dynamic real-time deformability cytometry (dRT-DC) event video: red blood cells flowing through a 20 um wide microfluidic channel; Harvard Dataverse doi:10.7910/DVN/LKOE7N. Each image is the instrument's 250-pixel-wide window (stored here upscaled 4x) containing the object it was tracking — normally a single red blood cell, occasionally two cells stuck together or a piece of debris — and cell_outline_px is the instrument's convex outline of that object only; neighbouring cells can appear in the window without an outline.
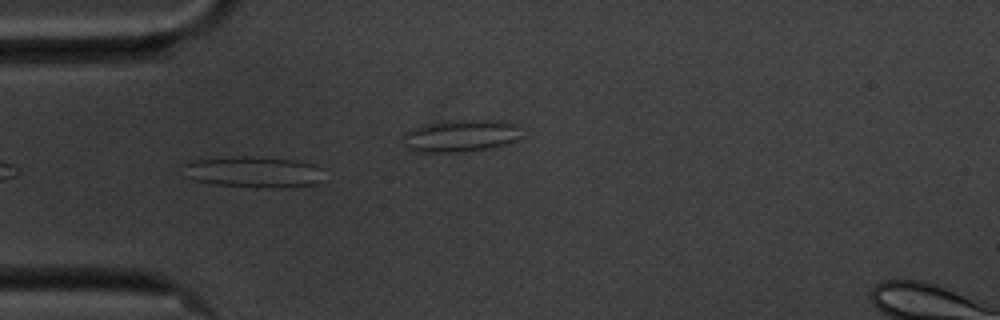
{"species": "common noctule bat (a hibernating species)", "species_latin": "Nyctalus noctula", "temperature_condition": "cold", "stored_images_in_passage": 40, "camera_frame_rate_fps": 3000, "um_per_image_px": 0.085, "animal": {"sex": "male", "body_mass_g": 20.1, "forearm_length_mm": 53.5}, "frame": {"image": 1, "passage_image": 4, "time_ms": 1.0, "image_size_px": [1000, 320], "cell_outline_px": [[320, 180], [316, 184], [280, 188], [212, 184], [192, 180], [184, 176], [184, 164], [192, 160], [232, 156], [248, 156], [296, 160], [316, 164], [320, 168]], "centroid_in_image_um": [21.5, 14.61], "position_along_channel_um": 63.5, "area_um2": 25.55}}
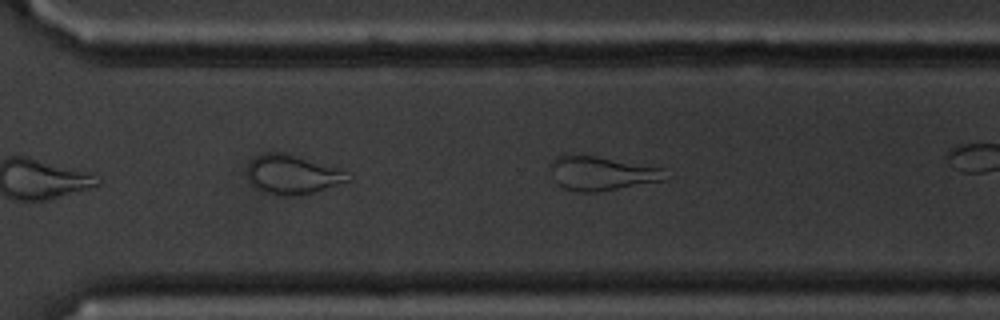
{"frame": {"image": 2, "passage_image": 26, "time_ms": 8.333, "image_size_px": [1000, 320], "cell_outline_px": [[668, 180], [596, 192], [580, 192], [564, 188], [556, 184], [548, 164], [552, 160], [564, 152], [596, 156], [664, 168]], "centroid_in_image_um": [51.09, 14.71], "position_along_channel_um": 319.5, "area_um2": 23.29}}
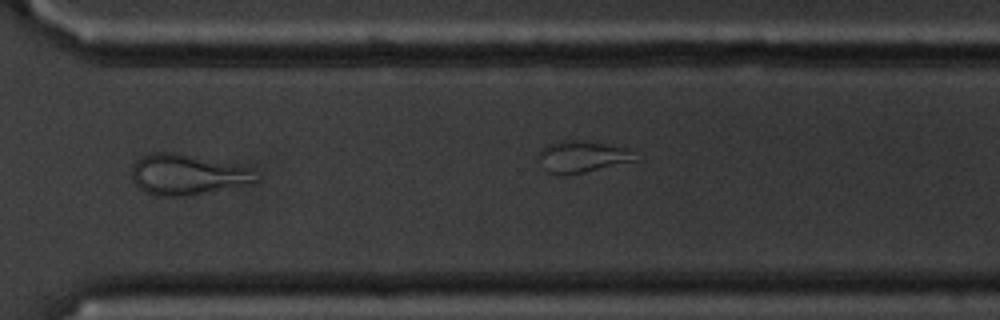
{"frame": {"image": 3, "passage_image": 29, "time_ms": 9.333, "image_size_px": [1000, 320], "cell_outline_px": [[260, 180], [252, 184], [188, 196], [156, 196], [144, 192], [132, 180], [132, 168], [136, 160], [140, 156], [152, 152], [176, 152], [244, 168]], "centroid_in_image_um": [15.81, 14.86], "position_along_channel_um": 354.8, "area_um2": 28.9}, "authors_computed_cell_mechanics": {"area_um2": 23.2645, "velocity_mm_per_s": 3.5055, "shape_relaxation_time_tau1_ms": null, "shape_relaxation_time_tau2_ms": 3.6682, "deformation_change_tau1": null, "deformation_change_tau2": 0.1497}}